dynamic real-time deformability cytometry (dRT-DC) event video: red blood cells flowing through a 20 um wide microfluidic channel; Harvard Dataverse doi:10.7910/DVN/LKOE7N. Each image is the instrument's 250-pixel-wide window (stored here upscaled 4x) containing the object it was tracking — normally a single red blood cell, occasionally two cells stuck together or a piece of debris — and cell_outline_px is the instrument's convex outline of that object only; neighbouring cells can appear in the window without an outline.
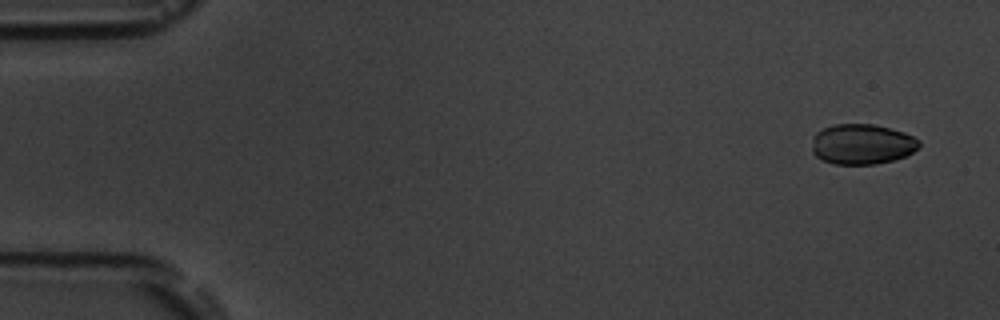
{"species": "common noctule bat (a hibernating species)", "species_latin": "Nyctalus noctula", "temperature_condition": "room temperature", "stored_images_in_passage": 6, "camera_frame_rate_fps": 3000, "um_per_image_px": 0.085, "animal": {"sex": "male", "body_mass_g": 19.5, "forearm_length_mm": 54.6}, "frame": {"image": 1, "passage_image": 1, "time_ms": 0.0, "image_size_px": [1000, 320], "cell_outline_px": [[920, 144], [912, 152], [904, 156], [892, 160], [876, 164], [836, 164], [824, 160], [816, 156], [812, 152], [812, 136], [816, 132], [832, 124], [872, 124], [904, 132], [920, 140]], "centroid_in_image_um": [73.24, 12.24], "position_along_channel_um": 11.8, "area_um2": 25.09}}
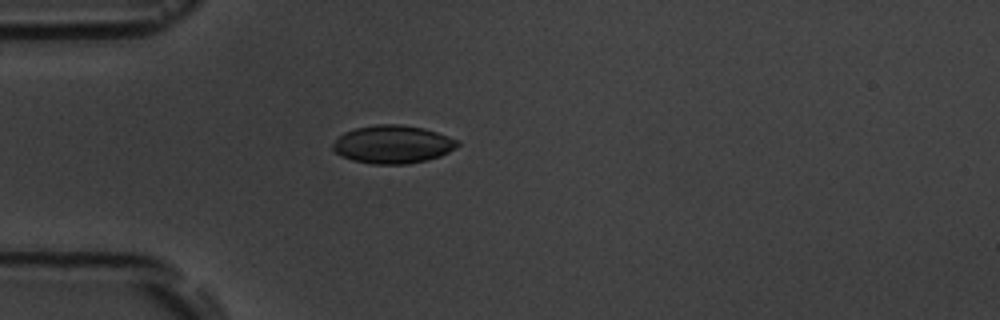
{"frame": {"image": 2, "passage_image": 4, "time_ms": 4.333, "image_size_px": [1000, 320], "cell_outline_px": [[460, 144], [456, 148], [440, 156], [408, 164], [372, 164], [352, 160], [340, 156], [332, 148], [332, 144], [344, 132], [356, 128], [376, 124], [400, 124], [424, 128], [460, 140]], "centroid_in_image_um": [33.39, 12.27], "position_along_channel_um": 51.6, "area_um2": 27.69}}
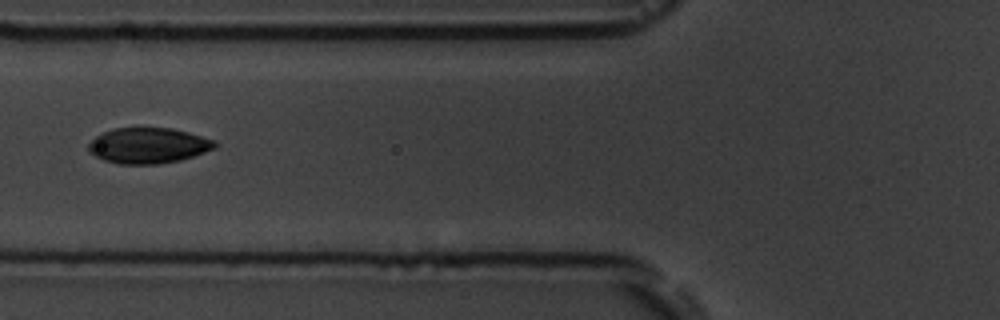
{"frame": {"image": 3, "passage_image": 6, "time_ms": 6.333, "image_size_px": [1000, 320], "cell_outline_px": [[220, 144], [216, 148], [180, 160], [156, 164], [120, 164], [104, 160], [88, 152], [88, 144], [96, 136], [112, 128], [172, 128], [188, 132], [216, 140]], "centroid_in_image_um": [12.62, 12.37], "position_along_channel_um": 113.2, "area_um2": 26.3}}